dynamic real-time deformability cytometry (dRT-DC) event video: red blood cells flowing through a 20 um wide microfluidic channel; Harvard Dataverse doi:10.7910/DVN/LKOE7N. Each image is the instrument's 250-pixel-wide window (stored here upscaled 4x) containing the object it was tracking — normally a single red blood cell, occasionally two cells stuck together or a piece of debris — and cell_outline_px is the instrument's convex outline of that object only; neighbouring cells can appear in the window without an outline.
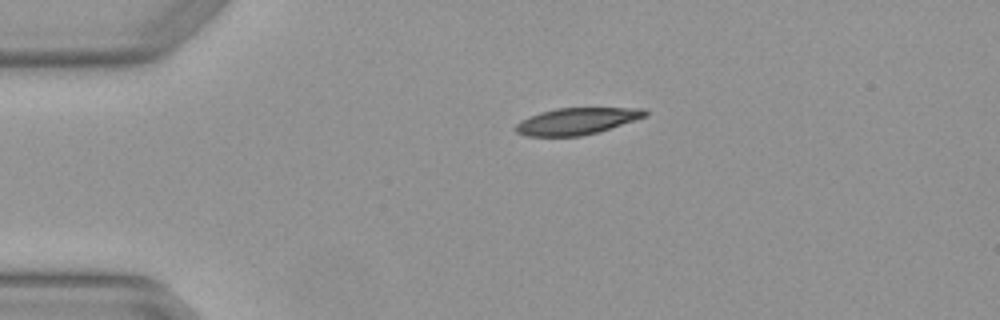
{"species": "Egyptian fruit bat (a non-hibernating species)", "species_latin": "Rousettus aegyptiacus", "temperature_condition": "warm", "stored_images_in_passage": 2, "camera_frame_rate_fps": 3000, "um_per_image_px": 0.085, "animal": {"sex": "female"}, "frame": {"image": 1, "passage_image": 1, "time_ms": 0.0, "image_size_px": [1000, 320], "cell_outline_px": [[648, 116], [596, 132], [580, 136], [528, 136], [516, 132], [516, 124], [520, 120], [528, 116], [540, 112], [556, 108], [644, 108], [648, 112]], "centroid_in_image_um": [49.01, 10.29], "position_along_channel_um": 36.0, "area_um2": 20.0}}